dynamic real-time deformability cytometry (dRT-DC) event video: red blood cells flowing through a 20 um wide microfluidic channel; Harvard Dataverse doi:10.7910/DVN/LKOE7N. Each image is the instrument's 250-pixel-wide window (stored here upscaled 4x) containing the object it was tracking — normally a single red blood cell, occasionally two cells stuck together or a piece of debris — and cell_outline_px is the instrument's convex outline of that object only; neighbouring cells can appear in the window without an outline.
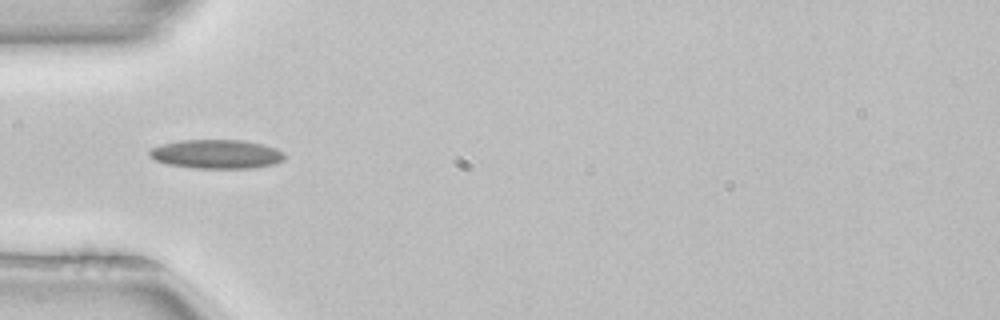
{"species": "common noctule bat (a hibernating species)", "species_latin": "Nyctalus noctula", "temperature_condition": "room temperature", "stored_images_in_passage": 42, "camera_frame_rate_fps": 3000, "um_per_image_px": 0.085, "animal": {"sex": "female", "body_mass_g": 22.7, "forearm_length_mm": 54.2}, "frame": {"image": 1, "passage_image": 7, "time_ms": 2.0, "image_size_px": [1000, 320], "cell_outline_px": [[284, 160], [272, 164], [252, 168], [192, 168], [168, 164], [156, 160], [148, 156], [148, 148], [180, 140], [244, 140], [264, 144], [276, 148], [284, 152]], "centroid_in_image_um": [18.39, 13.09], "position_along_channel_um": 66.6, "area_um2": 22.95}}
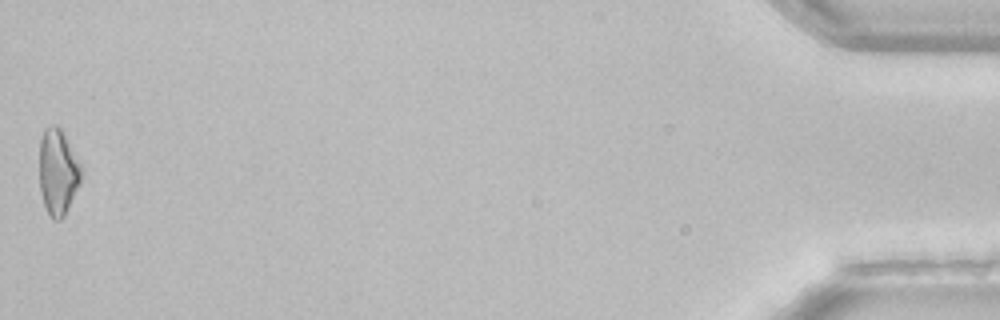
{"frame": {"image": 2, "passage_image": 42, "time_ms": 13.667, "image_size_px": [1000, 320], "cell_outline_px": [[84, 168], [80, 184], [64, 216], [60, 220], [52, 220], [48, 216], [40, 192], [40, 140], [44, 128], [52, 124], [56, 124], [60, 128]], "centroid_in_image_um": [4.94, 14.63], "position_along_channel_um": 430.3, "area_um2": 21.27}, "authors_computed_cell_mechanics": {"area_um2": 20.6346, "velocity_mm_per_s": 3.9785, "shape_relaxation_time_tau1_ms": null, "shape_relaxation_time_tau2_ms": 9.3252, "deformation_change_tau1": null, "deformation_change_tau2": 0.2312}}